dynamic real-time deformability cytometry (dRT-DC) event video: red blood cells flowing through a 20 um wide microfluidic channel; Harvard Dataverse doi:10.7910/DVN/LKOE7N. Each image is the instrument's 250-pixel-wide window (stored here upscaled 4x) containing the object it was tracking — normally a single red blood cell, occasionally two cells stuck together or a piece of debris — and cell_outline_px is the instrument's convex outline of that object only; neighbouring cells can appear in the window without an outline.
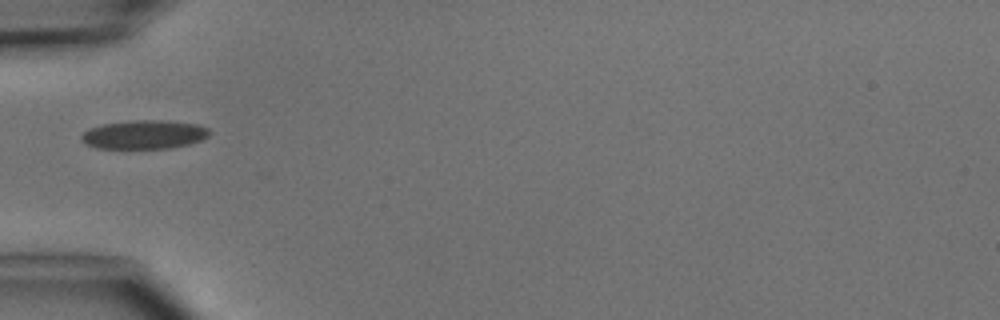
{"species": "common noctule bat (a hibernating species)", "species_latin": "Nyctalus noctula", "temperature_condition": "cold", "stored_images_in_passage": 1, "camera_frame_rate_fps": 3000, "um_per_image_px": 0.085, "animal": {"sex": "male", "body_mass_g": 15.6}, "frame": {"image": 1, "passage_image": 1, "time_ms": 0.0, "image_size_px": [1000, 320], "cell_outline_px": [[208, 136], [200, 140], [188, 144], [172, 148], [96, 148], [84, 144], [80, 140], [80, 136], [88, 128], [100, 124], [132, 120], [160, 120], [196, 124], [208, 128]], "centroid_in_image_um": [12.17, 11.43], "position_along_channel_um": 72.8, "area_um2": 21.5}}